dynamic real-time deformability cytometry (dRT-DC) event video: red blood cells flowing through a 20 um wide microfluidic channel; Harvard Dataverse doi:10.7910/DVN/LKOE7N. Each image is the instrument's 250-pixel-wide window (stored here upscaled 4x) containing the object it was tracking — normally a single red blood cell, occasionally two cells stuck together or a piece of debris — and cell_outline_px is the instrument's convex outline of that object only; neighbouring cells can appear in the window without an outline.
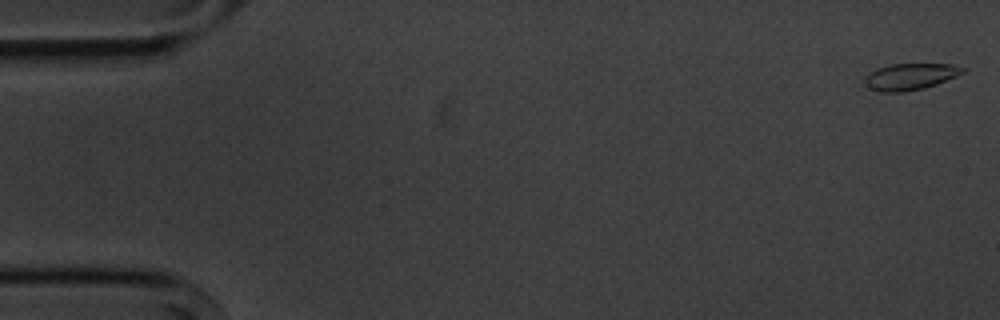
{"species": "common noctule bat (a hibernating species)", "species_latin": "Nyctalus noctula", "temperature_condition": "cold", "stored_images_in_passage": 5, "camera_frame_rate_fps": 3000, "um_per_image_px": 0.085, "animal": {"sex": "male", "body_mass_g": 20.1, "forearm_length_mm": 53.5}, "frame": {"image": 1, "passage_image": 5, "time_ms": 5.667, "image_size_px": [1000, 320], "cell_outline_px": [[968, 68], [964, 72], [956, 76], [936, 84], [924, 88], [904, 92], [880, 92], [872, 88], [864, 80], [864, 76], [876, 68], [888, 64], [952, 64]], "centroid_in_image_um": [77.39, 6.5], "position_along_channel_um": 7.6, "area_um2": 15.14}}